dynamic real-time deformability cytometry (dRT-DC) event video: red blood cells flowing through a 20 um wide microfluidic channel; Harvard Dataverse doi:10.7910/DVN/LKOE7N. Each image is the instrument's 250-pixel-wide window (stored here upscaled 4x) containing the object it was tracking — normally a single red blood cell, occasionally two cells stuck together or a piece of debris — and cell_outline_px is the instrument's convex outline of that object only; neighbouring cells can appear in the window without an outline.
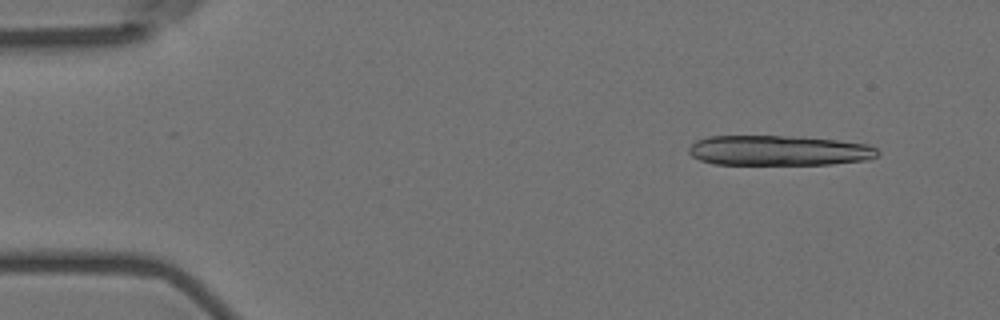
{"species": "Egyptian fruit bat (a non-hibernating species)", "species_latin": "Rousettus aegyptiacus", "temperature_condition": "room temperature", "stored_images_in_passage": 12, "camera_frame_rate_fps": 3000, "um_per_image_px": 0.085, "animal": {"sex": "female"}, "frame": {"image": 1, "passage_image": 4, "time_ms": 1.0, "image_size_px": [1000, 320], "cell_outline_px": [[880, 152], [876, 156], [868, 160], [832, 164], [716, 164], [700, 160], [692, 156], [688, 152], [688, 148], [696, 140], [708, 136], [784, 136], [836, 140], [868, 144], [876, 148]], "centroid_in_image_um": [66.19, 12.79], "position_along_channel_um": 18.8, "area_um2": 33.06}}